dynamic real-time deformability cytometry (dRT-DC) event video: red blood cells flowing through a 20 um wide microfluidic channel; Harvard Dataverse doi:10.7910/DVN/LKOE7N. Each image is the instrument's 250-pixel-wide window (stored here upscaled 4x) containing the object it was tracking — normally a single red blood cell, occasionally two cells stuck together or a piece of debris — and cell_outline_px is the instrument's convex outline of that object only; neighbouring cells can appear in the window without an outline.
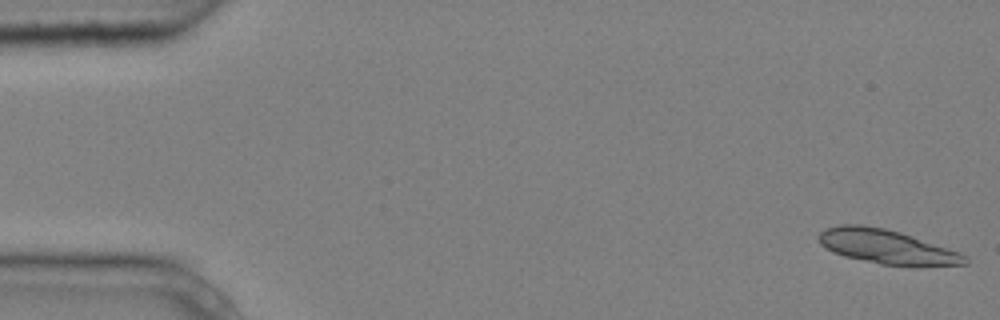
{"species": "common noctule bat (a hibernating species)", "species_latin": "Nyctalus noctula", "temperature_condition": "cold", "stored_images_in_passage": 5, "camera_frame_rate_fps": 3000, "um_per_image_px": 0.085, "animal": {"sex": "male", "body_mass_g": 20.4}, "frame": {"image": 1, "passage_image": 1, "time_ms": 0.0, "image_size_px": [1000, 320], "cell_outline_px": [[968, 264], [916, 268], [880, 264], [844, 256], [832, 252], [820, 244], [816, 236], [824, 228], [840, 224], [864, 224], [884, 228], [900, 232], [960, 252], [968, 256]], "centroid_in_image_um": [75.4, 21.0], "position_along_channel_um": 9.6, "area_um2": 30.0}}
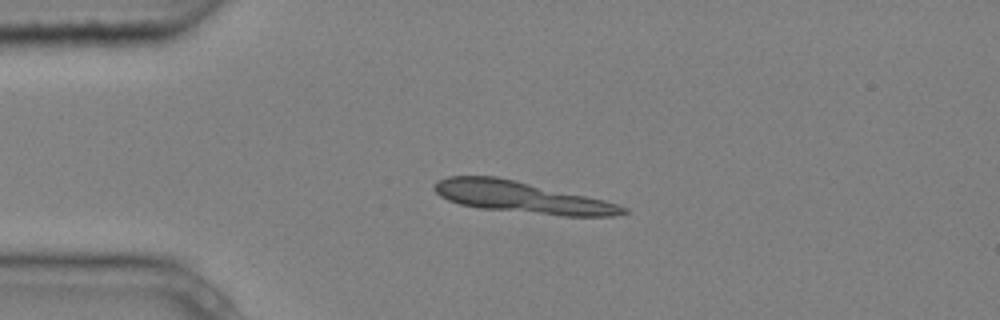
{"frame": {"image": 2, "passage_image": 4, "time_ms": 1.0, "image_size_px": [1000, 320], "cell_outline_px": [[628, 212], [612, 216], [564, 216], [480, 208], [460, 204], [448, 200], [440, 196], [432, 188], [432, 184], [436, 180], [448, 176], [496, 176], [516, 180], [604, 200], [628, 208]], "centroid_in_image_um": [44.29, 16.76], "position_along_channel_um": 40.7, "area_um2": 34.51}}